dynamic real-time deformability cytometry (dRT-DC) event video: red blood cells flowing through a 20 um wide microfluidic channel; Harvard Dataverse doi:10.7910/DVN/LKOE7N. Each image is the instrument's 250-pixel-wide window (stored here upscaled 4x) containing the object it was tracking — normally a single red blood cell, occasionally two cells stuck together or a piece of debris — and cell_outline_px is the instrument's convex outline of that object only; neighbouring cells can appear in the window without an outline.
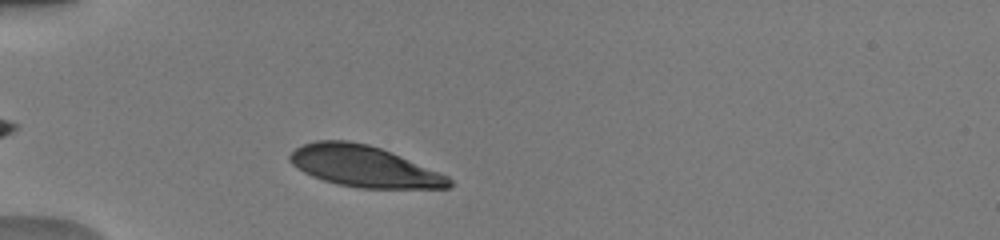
{"species": "human", "species_latin": "Homo sapiens", "temperature_condition": "warm", "stored_images_in_passage": 37, "camera_frame_rate_fps": 3000, "um_per_image_px": 0.085, "donor": {"sex": "male"}, "frame": {"image": 1, "passage_image": 5, "time_ms": 1.333, "image_size_px": [1000, 240], "cell_outline_px": [[452, 184], [448, 188], [360, 188], [336, 184], [312, 176], [304, 172], [292, 164], [288, 160], [288, 156], [296, 148], [304, 144], [316, 140], [348, 140], [368, 144], [392, 152], [440, 172], [448, 176], [452, 180]], "centroid_in_image_um": [30.94, 14.13], "position_along_channel_um": 54.1, "area_um2": 38.21}}
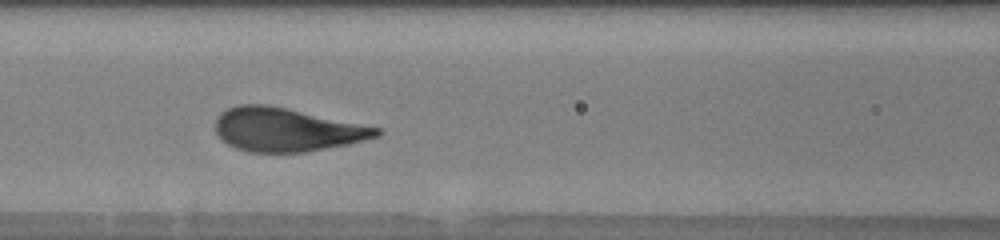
{"frame": {"image": 2, "passage_image": 13, "time_ms": 4.0, "image_size_px": [1000, 240], "cell_outline_px": [[384, 132], [380, 136], [348, 144], [304, 152], [248, 152], [236, 148], [228, 144], [216, 132], [216, 120], [220, 112], [228, 108], [240, 104], [268, 104], [380, 128]], "centroid_in_image_um": [24.36, 11.02], "position_along_channel_um": 142.2, "area_um2": 40.63}}
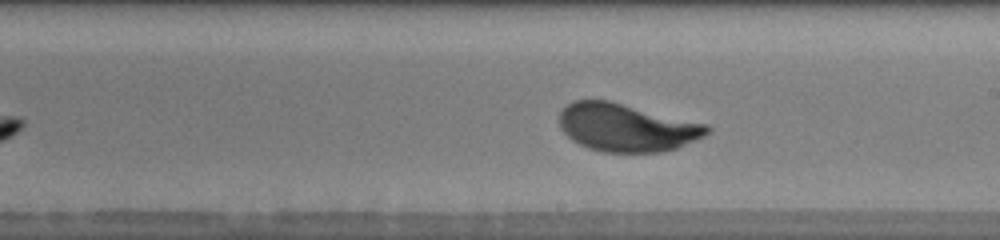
{"frame": {"image": 3, "passage_image": 20, "time_ms": 6.333, "image_size_px": [1000, 240], "cell_outline_px": [[712, 132], [704, 136], [676, 148], [660, 152], [604, 152], [588, 148], [572, 140], [560, 128], [560, 112], [572, 100], [608, 100], [708, 124], [712, 128]], "centroid_in_image_um": [53.28, 10.84], "position_along_channel_um": 235.7, "area_um2": 41.15}, "authors_computed_cell_mechanics": {"area_um2": 40.9802, "velocity_mm_per_s": 4.0138, "shape_relaxation_time_tau1_ms": 1.7745, "shape_relaxation_time_tau2_ms": null, "deformation_change_tau1": 0.126, "deformation_change_tau2": null}}